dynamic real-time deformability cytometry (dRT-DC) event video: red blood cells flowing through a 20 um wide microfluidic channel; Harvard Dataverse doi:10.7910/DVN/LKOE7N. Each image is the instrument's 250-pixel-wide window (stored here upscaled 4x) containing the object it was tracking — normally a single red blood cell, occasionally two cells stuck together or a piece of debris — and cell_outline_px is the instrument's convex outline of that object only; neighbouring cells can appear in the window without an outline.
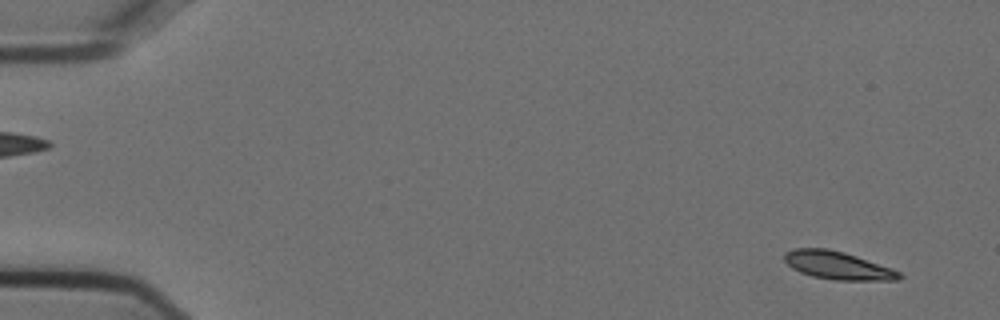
{"species": "Egyptian fruit bat (a non-hibernating species)", "species_latin": "Rousettus aegyptiacus", "temperature_condition": "cold", "stored_images_in_passage": 54, "camera_frame_rate_fps": 3000, "um_per_image_px": 0.085, "animal": {"sex": "female"}, "frame": {"image": 1, "passage_image": 3, "time_ms": 0.667, "image_size_px": [1000, 320], "cell_outline_px": [[904, 276], [900, 280], [832, 280], [812, 276], [800, 272], [792, 268], [784, 260], [784, 252], [796, 248], [828, 248], [844, 252], [892, 268], [900, 272]], "centroid_in_image_um": [71.21, 22.56], "position_along_channel_um": 13.8, "area_um2": 18.79}}
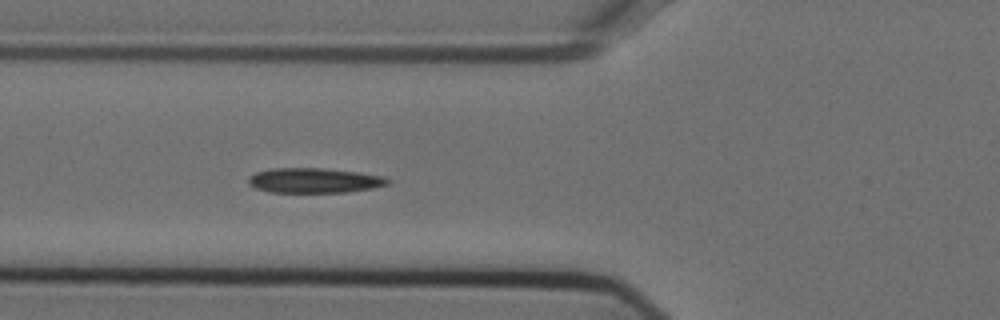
{"frame": {"image": 2, "passage_image": 20, "time_ms": 6.333, "image_size_px": [1000, 320], "cell_outline_px": [[392, 180], [388, 184], [372, 188], [348, 192], [268, 192], [256, 188], [248, 184], [248, 176], [256, 172], [272, 168], [324, 168], [356, 172], [384, 176]], "centroid_in_image_um": [26.7, 15.34], "position_along_channel_um": 99.1, "area_um2": 20.29}}
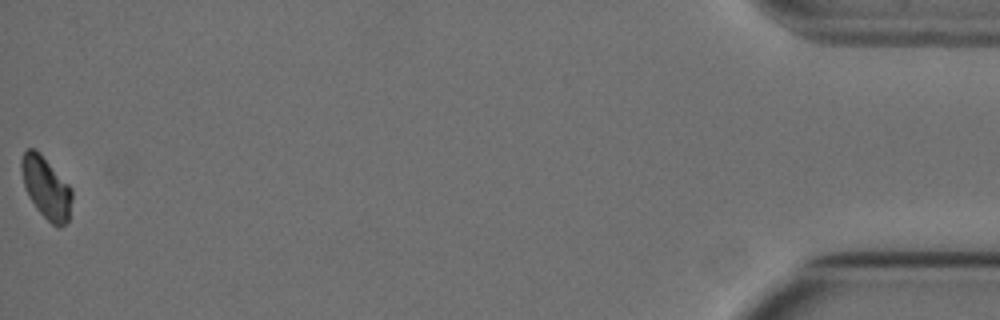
{"frame": {"image": 3, "passage_image": 54, "time_ms": 17.667, "image_size_px": [1000, 320], "cell_outline_px": [[72, 200], [68, 220], [60, 228], [56, 228], [36, 208], [28, 196], [24, 184], [20, 168], [20, 160], [24, 152], [28, 148], [32, 148], [40, 152], [72, 188]], "centroid_in_image_um": [3.92, 15.95], "position_along_channel_um": 431.3, "area_um2": 18.26}}